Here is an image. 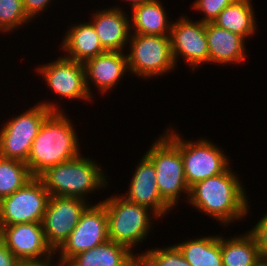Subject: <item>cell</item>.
Instances as JSON below:
<instances>
[{
	"mask_svg": "<svg viewBox=\"0 0 267 266\" xmlns=\"http://www.w3.org/2000/svg\"><path fill=\"white\" fill-rule=\"evenodd\" d=\"M238 176L227 168L223 173L200 181L189 189L187 201L224 225L242 219L249 208Z\"/></svg>",
	"mask_w": 267,
	"mask_h": 266,
	"instance_id": "1",
	"label": "cell"
},
{
	"mask_svg": "<svg viewBox=\"0 0 267 266\" xmlns=\"http://www.w3.org/2000/svg\"><path fill=\"white\" fill-rule=\"evenodd\" d=\"M63 112H53L42 124L32 143L27 166L33 176L80 155L77 133Z\"/></svg>",
	"mask_w": 267,
	"mask_h": 266,
	"instance_id": "2",
	"label": "cell"
},
{
	"mask_svg": "<svg viewBox=\"0 0 267 266\" xmlns=\"http://www.w3.org/2000/svg\"><path fill=\"white\" fill-rule=\"evenodd\" d=\"M102 167L91 159L81 157L47 168L38 177L50 196L77 197L83 200L89 192L108 184Z\"/></svg>",
	"mask_w": 267,
	"mask_h": 266,
	"instance_id": "3",
	"label": "cell"
},
{
	"mask_svg": "<svg viewBox=\"0 0 267 266\" xmlns=\"http://www.w3.org/2000/svg\"><path fill=\"white\" fill-rule=\"evenodd\" d=\"M105 206L108 220L109 240L127 247L130 251L148 235L152 227L149 208L127 200L124 195L111 196L101 201ZM150 214H153L150 218ZM154 216V217H153Z\"/></svg>",
	"mask_w": 267,
	"mask_h": 266,
	"instance_id": "4",
	"label": "cell"
},
{
	"mask_svg": "<svg viewBox=\"0 0 267 266\" xmlns=\"http://www.w3.org/2000/svg\"><path fill=\"white\" fill-rule=\"evenodd\" d=\"M45 102L30 107L29 110L3 124L0 130L1 157L27 163L33 140L39 133L43 122L53 112L63 111L55 103Z\"/></svg>",
	"mask_w": 267,
	"mask_h": 266,
	"instance_id": "5",
	"label": "cell"
},
{
	"mask_svg": "<svg viewBox=\"0 0 267 266\" xmlns=\"http://www.w3.org/2000/svg\"><path fill=\"white\" fill-rule=\"evenodd\" d=\"M164 135L180 150L183 160L184 175L189 186L209 177L223 173L229 167L228 157L217 148L216 144L206 139L197 142L185 141L175 130L170 128Z\"/></svg>",
	"mask_w": 267,
	"mask_h": 266,
	"instance_id": "6",
	"label": "cell"
},
{
	"mask_svg": "<svg viewBox=\"0 0 267 266\" xmlns=\"http://www.w3.org/2000/svg\"><path fill=\"white\" fill-rule=\"evenodd\" d=\"M155 166L156 183L162 199L173 208L181 193L189 195L180 150L165 136L159 137L145 154Z\"/></svg>",
	"mask_w": 267,
	"mask_h": 266,
	"instance_id": "7",
	"label": "cell"
},
{
	"mask_svg": "<svg viewBox=\"0 0 267 266\" xmlns=\"http://www.w3.org/2000/svg\"><path fill=\"white\" fill-rule=\"evenodd\" d=\"M129 38L128 71L142 78L163 75L175 68L170 36L133 33Z\"/></svg>",
	"mask_w": 267,
	"mask_h": 266,
	"instance_id": "8",
	"label": "cell"
},
{
	"mask_svg": "<svg viewBox=\"0 0 267 266\" xmlns=\"http://www.w3.org/2000/svg\"><path fill=\"white\" fill-rule=\"evenodd\" d=\"M50 194L34 176L20 189L0 200V226L42 222Z\"/></svg>",
	"mask_w": 267,
	"mask_h": 266,
	"instance_id": "9",
	"label": "cell"
},
{
	"mask_svg": "<svg viewBox=\"0 0 267 266\" xmlns=\"http://www.w3.org/2000/svg\"><path fill=\"white\" fill-rule=\"evenodd\" d=\"M109 240L105 206L99 202L89 205L81 214L78 224L63 244L55 251L67 264L74 256ZM60 250V252L58 251Z\"/></svg>",
	"mask_w": 267,
	"mask_h": 266,
	"instance_id": "10",
	"label": "cell"
},
{
	"mask_svg": "<svg viewBox=\"0 0 267 266\" xmlns=\"http://www.w3.org/2000/svg\"><path fill=\"white\" fill-rule=\"evenodd\" d=\"M77 197L50 196L42 220L47 244L55 252L68 238L89 206Z\"/></svg>",
	"mask_w": 267,
	"mask_h": 266,
	"instance_id": "11",
	"label": "cell"
},
{
	"mask_svg": "<svg viewBox=\"0 0 267 266\" xmlns=\"http://www.w3.org/2000/svg\"><path fill=\"white\" fill-rule=\"evenodd\" d=\"M192 21L185 16L171 21L170 41L175 65L176 58L181 55L192 69H196L201 64L209 63V48L205 23Z\"/></svg>",
	"mask_w": 267,
	"mask_h": 266,
	"instance_id": "12",
	"label": "cell"
},
{
	"mask_svg": "<svg viewBox=\"0 0 267 266\" xmlns=\"http://www.w3.org/2000/svg\"><path fill=\"white\" fill-rule=\"evenodd\" d=\"M46 84L57 95L68 99L91 100L85 84V69L82 62L62 56L37 68Z\"/></svg>",
	"mask_w": 267,
	"mask_h": 266,
	"instance_id": "13",
	"label": "cell"
},
{
	"mask_svg": "<svg viewBox=\"0 0 267 266\" xmlns=\"http://www.w3.org/2000/svg\"><path fill=\"white\" fill-rule=\"evenodd\" d=\"M0 240L20 260H40L55 253L47 244L42 222L0 226Z\"/></svg>",
	"mask_w": 267,
	"mask_h": 266,
	"instance_id": "14",
	"label": "cell"
},
{
	"mask_svg": "<svg viewBox=\"0 0 267 266\" xmlns=\"http://www.w3.org/2000/svg\"><path fill=\"white\" fill-rule=\"evenodd\" d=\"M129 186L124 197L130 202L149 208L158 218L171 210L158 191L155 166L145 154L136 166Z\"/></svg>",
	"mask_w": 267,
	"mask_h": 266,
	"instance_id": "15",
	"label": "cell"
},
{
	"mask_svg": "<svg viewBox=\"0 0 267 266\" xmlns=\"http://www.w3.org/2000/svg\"><path fill=\"white\" fill-rule=\"evenodd\" d=\"M83 65L85 84L90 96L92 93L89 80L104 94L108 90L110 92L128 70L127 56L122 52L106 51L86 60Z\"/></svg>",
	"mask_w": 267,
	"mask_h": 266,
	"instance_id": "16",
	"label": "cell"
},
{
	"mask_svg": "<svg viewBox=\"0 0 267 266\" xmlns=\"http://www.w3.org/2000/svg\"><path fill=\"white\" fill-rule=\"evenodd\" d=\"M124 10L118 7L99 10L91 18V23L105 51L124 52L129 42L131 26Z\"/></svg>",
	"mask_w": 267,
	"mask_h": 266,
	"instance_id": "17",
	"label": "cell"
},
{
	"mask_svg": "<svg viewBox=\"0 0 267 266\" xmlns=\"http://www.w3.org/2000/svg\"><path fill=\"white\" fill-rule=\"evenodd\" d=\"M207 43L209 48V63L231 64L243 62L245 55V39L229 30L205 23Z\"/></svg>",
	"mask_w": 267,
	"mask_h": 266,
	"instance_id": "18",
	"label": "cell"
},
{
	"mask_svg": "<svg viewBox=\"0 0 267 266\" xmlns=\"http://www.w3.org/2000/svg\"><path fill=\"white\" fill-rule=\"evenodd\" d=\"M67 266H138V255L127 247L108 240L74 256Z\"/></svg>",
	"mask_w": 267,
	"mask_h": 266,
	"instance_id": "19",
	"label": "cell"
},
{
	"mask_svg": "<svg viewBox=\"0 0 267 266\" xmlns=\"http://www.w3.org/2000/svg\"><path fill=\"white\" fill-rule=\"evenodd\" d=\"M62 48L66 58L84 63L86 60L103 54L106 51L101 45L91 22L77 24L66 32Z\"/></svg>",
	"mask_w": 267,
	"mask_h": 266,
	"instance_id": "20",
	"label": "cell"
},
{
	"mask_svg": "<svg viewBox=\"0 0 267 266\" xmlns=\"http://www.w3.org/2000/svg\"><path fill=\"white\" fill-rule=\"evenodd\" d=\"M130 26L134 33L170 36L172 24L159 0H151L132 8Z\"/></svg>",
	"mask_w": 267,
	"mask_h": 266,
	"instance_id": "21",
	"label": "cell"
},
{
	"mask_svg": "<svg viewBox=\"0 0 267 266\" xmlns=\"http://www.w3.org/2000/svg\"><path fill=\"white\" fill-rule=\"evenodd\" d=\"M250 2V0H235L221 11L213 23L242 36L244 39L251 37L257 27Z\"/></svg>",
	"mask_w": 267,
	"mask_h": 266,
	"instance_id": "22",
	"label": "cell"
},
{
	"mask_svg": "<svg viewBox=\"0 0 267 266\" xmlns=\"http://www.w3.org/2000/svg\"><path fill=\"white\" fill-rule=\"evenodd\" d=\"M190 266H223L221 237L206 236L175 244Z\"/></svg>",
	"mask_w": 267,
	"mask_h": 266,
	"instance_id": "23",
	"label": "cell"
},
{
	"mask_svg": "<svg viewBox=\"0 0 267 266\" xmlns=\"http://www.w3.org/2000/svg\"><path fill=\"white\" fill-rule=\"evenodd\" d=\"M221 253L223 266H254L261 259L256 242L249 232L233 238L221 237Z\"/></svg>",
	"mask_w": 267,
	"mask_h": 266,
	"instance_id": "24",
	"label": "cell"
},
{
	"mask_svg": "<svg viewBox=\"0 0 267 266\" xmlns=\"http://www.w3.org/2000/svg\"><path fill=\"white\" fill-rule=\"evenodd\" d=\"M33 177L26 163L0 156V200L13 194Z\"/></svg>",
	"mask_w": 267,
	"mask_h": 266,
	"instance_id": "25",
	"label": "cell"
},
{
	"mask_svg": "<svg viewBox=\"0 0 267 266\" xmlns=\"http://www.w3.org/2000/svg\"><path fill=\"white\" fill-rule=\"evenodd\" d=\"M138 266H190L176 245L148 249L138 255Z\"/></svg>",
	"mask_w": 267,
	"mask_h": 266,
	"instance_id": "26",
	"label": "cell"
},
{
	"mask_svg": "<svg viewBox=\"0 0 267 266\" xmlns=\"http://www.w3.org/2000/svg\"><path fill=\"white\" fill-rule=\"evenodd\" d=\"M30 20L23 8V0H0V31L9 32Z\"/></svg>",
	"mask_w": 267,
	"mask_h": 266,
	"instance_id": "27",
	"label": "cell"
},
{
	"mask_svg": "<svg viewBox=\"0 0 267 266\" xmlns=\"http://www.w3.org/2000/svg\"><path fill=\"white\" fill-rule=\"evenodd\" d=\"M235 0H196L193 3V8L203 12L204 17L200 21L203 23L213 22L221 11L231 5Z\"/></svg>",
	"mask_w": 267,
	"mask_h": 266,
	"instance_id": "28",
	"label": "cell"
},
{
	"mask_svg": "<svg viewBox=\"0 0 267 266\" xmlns=\"http://www.w3.org/2000/svg\"><path fill=\"white\" fill-rule=\"evenodd\" d=\"M249 233L256 242L261 259L267 260V213L250 229Z\"/></svg>",
	"mask_w": 267,
	"mask_h": 266,
	"instance_id": "29",
	"label": "cell"
},
{
	"mask_svg": "<svg viewBox=\"0 0 267 266\" xmlns=\"http://www.w3.org/2000/svg\"><path fill=\"white\" fill-rule=\"evenodd\" d=\"M51 0H23V8L29 19H34L38 13L49 6Z\"/></svg>",
	"mask_w": 267,
	"mask_h": 266,
	"instance_id": "30",
	"label": "cell"
},
{
	"mask_svg": "<svg viewBox=\"0 0 267 266\" xmlns=\"http://www.w3.org/2000/svg\"><path fill=\"white\" fill-rule=\"evenodd\" d=\"M19 260L0 240V266H17Z\"/></svg>",
	"mask_w": 267,
	"mask_h": 266,
	"instance_id": "31",
	"label": "cell"
},
{
	"mask_svg": "<svg viewBox=\"0 0 267 266\" xmlns=\"http://www.w3.org/2000/svg\"><path fill=\"white\" fill-rule=\"evenodd\" d=\"M55 254H51L47 258L40 259V260H20L17 266H52V259L55 257ZM60 265L59 266H67L64 262L59 260Z\"/></svg>",
	"mask_w": 267,
	"mask_h": 266,
	"instance_id": "32",
	"label": "cell"
},
{
	"mask_svg": "<svg viewBox=\"0 0 267 266\" xmlns=\"http://www.w3.org/2000/svg\"><path fill=\"white\" fill-rule=\"evenodd\" d=\"M125 1L131 3V6L133 8V7L137 6V5H141V4H143L145 2H148V1H151V0H125Z\"/></svg>",
	"mask_w": 267,
	"mask_h": 266,
	"instance_id": "33",
	"label": "cell"
},
{
	"mask_svg": "<svg viewBox=\"0 0 267 266\" xmlns=\"http://www.w3.org/2000/svg\"><path fill=\"white\" fill-rule=\"evenodd\" d=\"M254 266H267V260L260 259Z\"/></svg>",
	"mask_w": 267,
	"mask_h": 266,
	"instance_id": "34",
	"label": "cell"
}]
</instances>
